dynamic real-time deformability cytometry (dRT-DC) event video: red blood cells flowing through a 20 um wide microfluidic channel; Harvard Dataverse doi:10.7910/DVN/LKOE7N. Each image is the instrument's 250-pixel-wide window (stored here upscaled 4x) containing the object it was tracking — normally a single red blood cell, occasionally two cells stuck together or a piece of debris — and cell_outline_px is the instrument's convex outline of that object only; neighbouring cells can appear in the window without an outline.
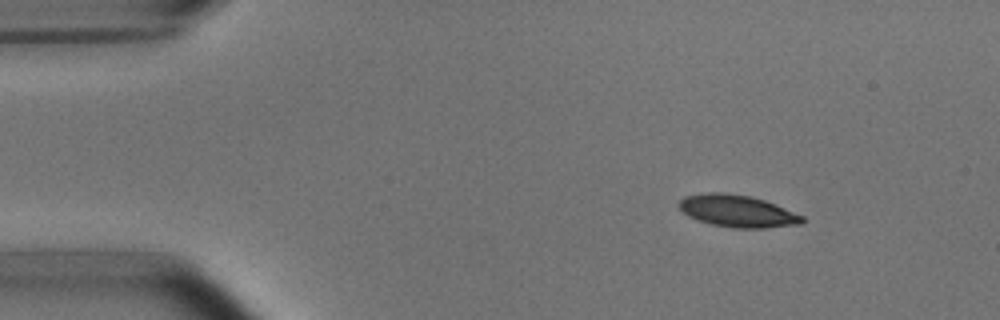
{"species": "common noctule bat (a hibernating species)", "species_latin": "Nyctalus noctula", "temperature_condition": "room temperature", "stored_images_in_passage": 4, "camera_frame_rate_fps": 3000, "um_per_image_px": 0.085, "animal": {"sex": "male", "body_mass_g": 15.6}, "frame": {"image": 1, "passage_image": 1, "time_ms": 0.0, "image_size_px": [1000, 320], "cell_outline_px": [[804, 220], [800, 224], [764, 228], [732, 228], [712, 224], [688, 216], [676, 204], [684, 196], [708, 192], [724, 192], [752, 196], [764, 200], [804, 216]], "centroid_in_image_um": [62.66, 17.93], "position_along_channel_um": 22.3, "area_um2": 23.0}}
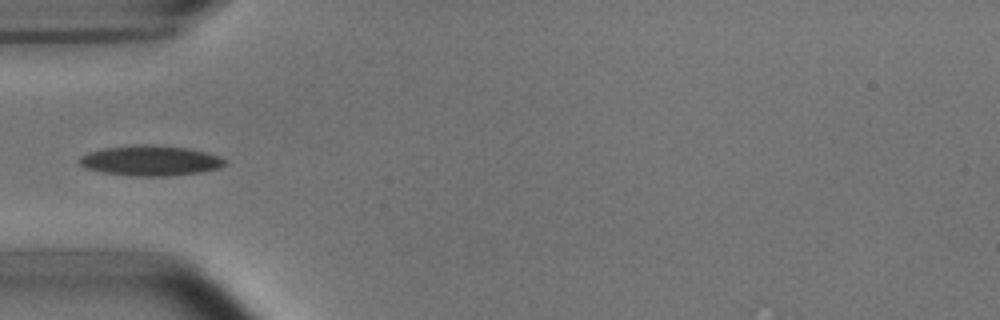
{"frame": {"image": 2, "passage_image": 4, "time_ms": 3.333, "image_size_px": [1000, 320], "cell_outline_px": [[228, 164], [220, 168], [200, 172], [172, 176], [128, 176], [100, 172], [84, 168], [76, 160], [80, 156], [88, 152], [104, 148], [136, 144], [152, 144], [188, 148], [204, 152], [228, 160]], "centroid_in_image_um": [12.75, 13.66], "position_along_channel_um": 72.3, "area_um2": 26.07}}